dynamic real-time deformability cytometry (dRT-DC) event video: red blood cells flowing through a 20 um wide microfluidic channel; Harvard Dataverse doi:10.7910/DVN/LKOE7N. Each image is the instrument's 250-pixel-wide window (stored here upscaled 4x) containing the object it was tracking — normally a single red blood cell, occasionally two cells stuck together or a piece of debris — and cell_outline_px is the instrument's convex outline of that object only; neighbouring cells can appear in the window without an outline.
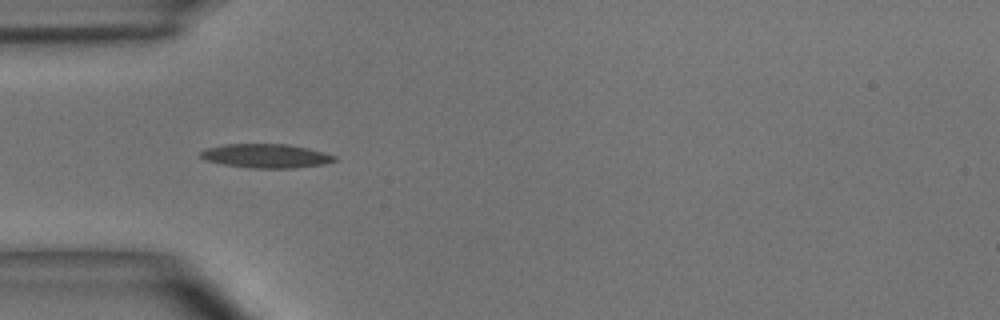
{"species": "common noctule bat (a hibernating species)", "species_latin": "Nyctalus noctula", "temperature_condition": "room temperature", "stored_images_in_passage": 8, "camera_frame_rate_fps": 3000, "um_per_image_px": 0.085, "animal": {"sex": "male", "body_mass_g": 15.6}, "frame": {"image": 1, "passage_image": 5, "time_ms": 1.333, "image_size_px": [1000, 320], "cell_outline_px": [[336, 160], [324, 164], [292, 168], [248, 168], [224, 164], [208, 160], [200, 156], [200, 152], [208, 148], [228, 144], [288, 144], [308, 148], [324, 152], [336, 156]], "centroid_in_image_um": [22.66, 13.25], "position_along_channel_um": 62.3, "area_um2": 18.5}}
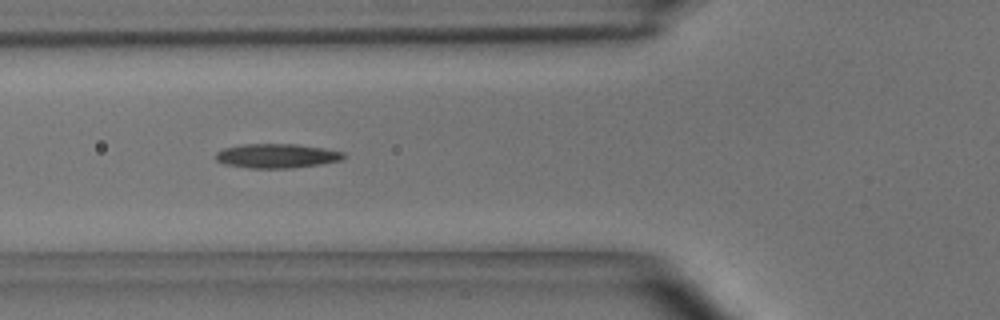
{"frame": {"image": 2, "passage_image": 6, "time_ms": 1.667, "image_size_px": [1000, 320], "cell_outline_px": [[348, 156], [340, 160], [320, 164], [292, 168], [248, 168], [224, 164], [216, 160], [216, 152], [224, 148], [244, 144], [296, 144], [324, 148], [344, 152]], "centroid_in_image_um": [23.54, 13.25], "position_along_channel_um": 102.3, "area_um2": 18.15}}